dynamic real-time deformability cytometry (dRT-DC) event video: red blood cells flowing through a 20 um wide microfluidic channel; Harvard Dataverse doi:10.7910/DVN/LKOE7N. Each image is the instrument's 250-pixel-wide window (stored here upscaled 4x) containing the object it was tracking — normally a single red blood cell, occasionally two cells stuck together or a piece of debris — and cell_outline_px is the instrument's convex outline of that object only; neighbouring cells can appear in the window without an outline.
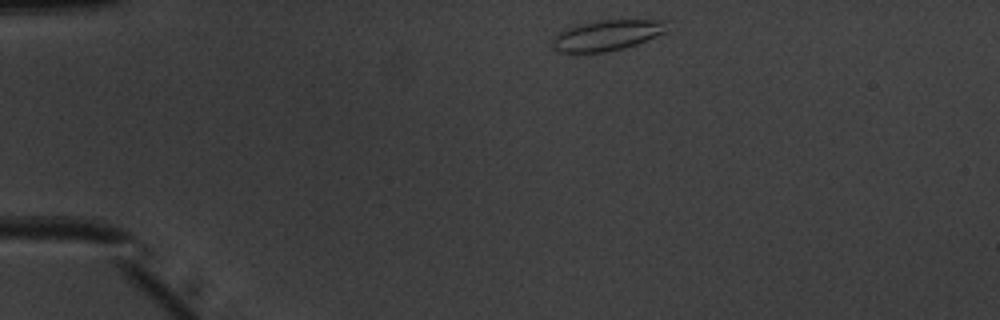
{"species": "common noctule bat (a hibernating species)", "species_latin": "Nyctalus noctula", "temperature_condition": "warm", "stored_images_in_passage": 42, "camera_frame_rate_fps": 3000, "um_per_image_px": 0.085, "animal": {"sex": "male", "body_mass_g": 20.1, "forearm_length_mm": 53.5}, "frame": {"image": 1, "passage_image": 1, "time_ms": 0.0, "image_size_px": [1000, 320], "cell_outline_px": [[668, 32], [636, 44], [624, 48], [604, 52], [556, 52], [552, 48], [552, 40], [560, 32], [568, 28], [600, 20], [668, 20]], "centroid_in_image_um": [51.65, 3.0], "position_along_channel_um": 33.3, "area_um2": 20.29}}
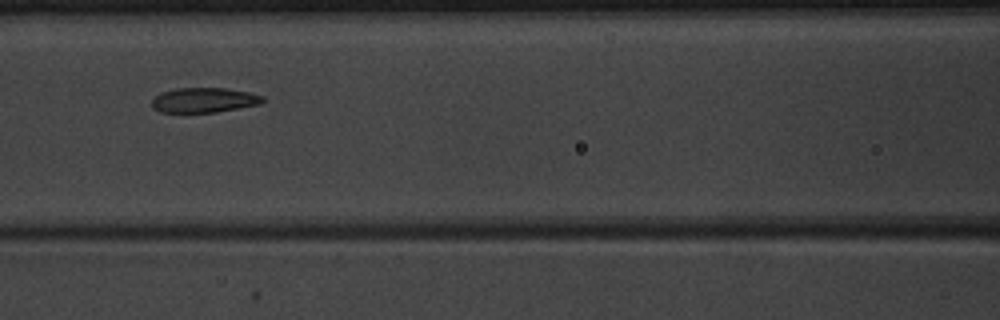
{"frame": {"image": 2, "passage_image": 14, "time_ms": 4.333, "image_size_px": [1000, 320], "cell_outline_px": [[264, 100], [260, 104], [216, 112], [160, 112], [152, 108], [152, 100], [160, 92], [176, 88], [224, 88], [248, 92], [264, 96]], "centroid_in_image_um": [17.32, 8.5], "position_along_channel_um": 149.3, "area_um2": 16.01}}
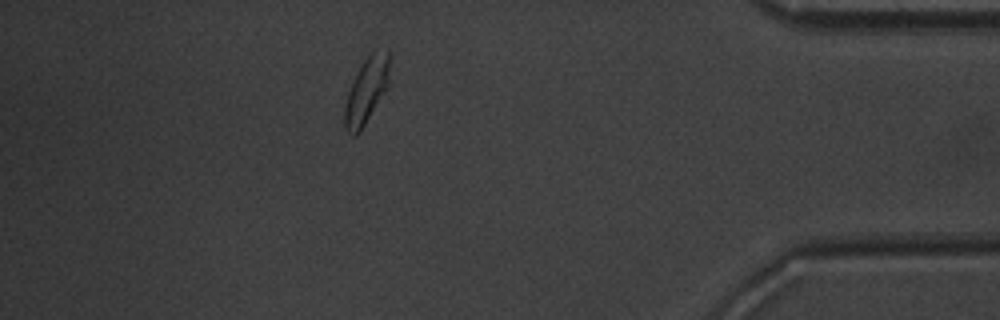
{"frame": {"image": 3, "passage_image": 36, "time_ms": 11.667, "image_size_px": [1000, 320], "cell_outline_px": [[388, 88], [360, 132], [356, 136], [352, 136], [344, 128], [344, 108], [348, 92], [352, 80], [356, 72], [364, 60], [376, 48], [388, 52]], "centroid_in_image_um": [31.12, 7.74], "position_along_channel_um": 404.1, "area_um2": 17.28}, "authors_computed_cell_mechanics": {"area_um2": 17.4267, "velocity_mm_per_s": 3.985, "shape_relaxation_time_tau1_ms": 2.9486, "shape_relaxation_time_tau2_ms": 1.3972, "deformation_change_tau1": 0.1158, "deformation_change_tau2": 0.0708}}